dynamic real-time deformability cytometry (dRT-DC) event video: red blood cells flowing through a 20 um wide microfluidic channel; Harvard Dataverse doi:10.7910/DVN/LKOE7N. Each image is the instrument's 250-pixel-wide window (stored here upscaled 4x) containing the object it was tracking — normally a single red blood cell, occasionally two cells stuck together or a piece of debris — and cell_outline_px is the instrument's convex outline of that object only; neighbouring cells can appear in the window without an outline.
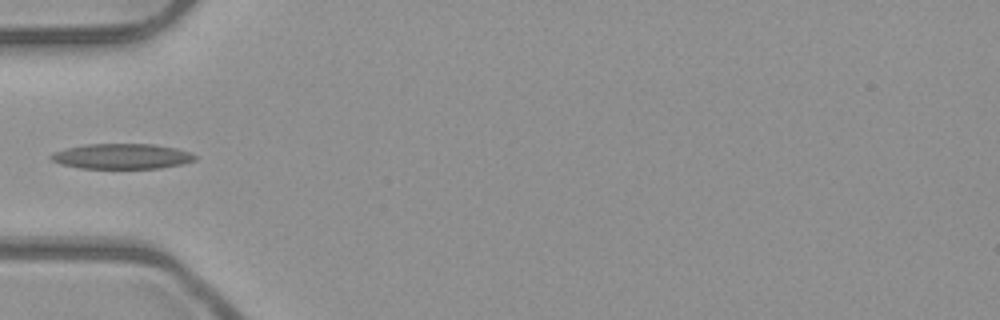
{"species": "common noctule bat (a hibernating species)", "species_latin": "Nyctalus noctula", "temperature_condition": "room temperature", "stored_images_in_passage": 5, "camera_frame_rate_fps": 3000, "um_per_image_px": 0.085, "animal": {"sex": "male", "body_mass_g": 23.1, "forearm_length_mm": 52.7}, "frame": {"image": 1, "passage_image": 5, "time_ms": 1.333, "image_size_px": [1000, 320], "cell_outline_px": [[196, 160], [184, 164], [160, 168], [80, 168], [60, 164], [52, 160], [48, 156], [52, 152], [68, 148], [88, 144], [156, 144], [176, 148], [188, 152], [196, 156]], "centroid_in_image_um": [10.36, 13.29], "position_along_channel_um": 74.6, "area_um2": 21.21}}